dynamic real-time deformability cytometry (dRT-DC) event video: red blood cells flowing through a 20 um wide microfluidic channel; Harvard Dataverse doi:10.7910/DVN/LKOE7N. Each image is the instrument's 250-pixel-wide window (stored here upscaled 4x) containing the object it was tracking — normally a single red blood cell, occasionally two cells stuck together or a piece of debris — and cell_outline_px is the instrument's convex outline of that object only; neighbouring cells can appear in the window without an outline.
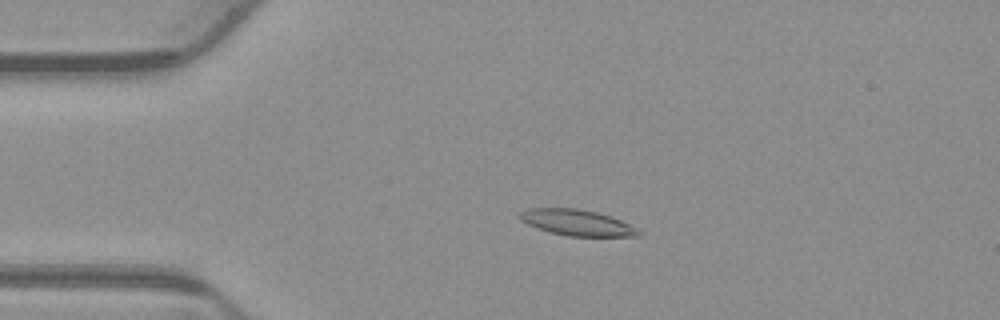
{"species": "common noctule bat (a hibernating species)", "species_latin": "Nyctalus noctula", "temperature_condition": "warm", "stored_images_in_passage": 54, "camera_frame_rate_fps": 3000, "um_per_image_px": 0.085, "animal": {"sex": "male", "body_mass_g": 23.1, "forearm_length_mm": 52.7}, "frame": {"image": 1, "passage_image": 12, "time_ms": 3.667, "image_size_px": [1000, 320], "cell_outline_px": [[644, 232], [640, 236], [568, 236], [548, 232], [536, 228], [520, 220], [516, 216], [520, 212], [528, 208], [576, 208], [596, 212], [620, 220], [640, 228]], "centroid_in_image_um": [49.05, 18.93], "position_along_channel_um": 36.0, "area_um2": 18.21}}
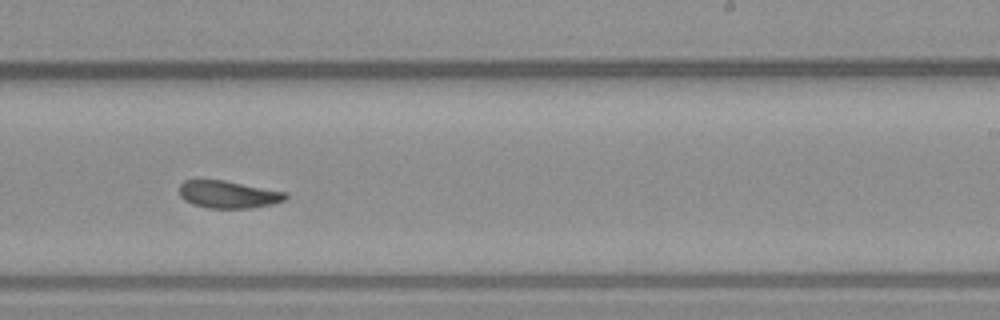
{"frame": {"image": 2, "passage_image": 33, "time_ms": 10.667, "image_size_px": [1000, 320], "cell_outline_px": [[288, 196], [284, 200], [272, 204], [248, 208], [208, 208], [192, 204], [184, 200], [180, 196], [180, 184], [184, 180], [224, 180], [288, 192]], "centroid_in_image_um": [19.41, 16.52], "position_along_channel_um": 269.6, "area_um2": 16.99}}
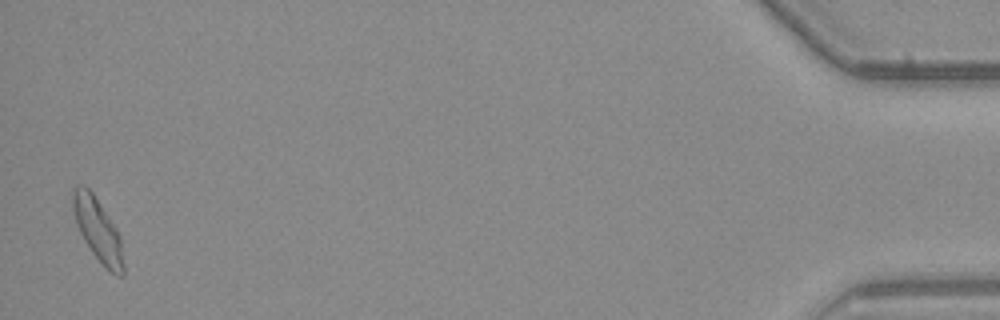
{"frame": {"image": 3, "passage_image": 53, "time_ms": 17.333, "image_size_px": [1000, 320], "cell_outline_px": [[124, 276], [116, 276], [92, 252], [84, 240], [76, 224], [72, 208], [72, 188], [76, 184], [84, 184], [92, 192], [116, 228], [120, 236], [124, 264]], "centroid_in_image_um": [8.29, 19.49], "position_along_channel_um": 426.9, "area_um2": 18.38}, "authors_computed_cell_mechanics": {"area_um2": 17.629, "velocity_mm_per_s": 3.8388, "shape_relaxation_time_tau1_ms": 9.0617, "shape_relaxation_time_tau2_ms": 2.17, "deformation_change_tau1": 0.182, "deformation_change_tau2": 0.0876}}